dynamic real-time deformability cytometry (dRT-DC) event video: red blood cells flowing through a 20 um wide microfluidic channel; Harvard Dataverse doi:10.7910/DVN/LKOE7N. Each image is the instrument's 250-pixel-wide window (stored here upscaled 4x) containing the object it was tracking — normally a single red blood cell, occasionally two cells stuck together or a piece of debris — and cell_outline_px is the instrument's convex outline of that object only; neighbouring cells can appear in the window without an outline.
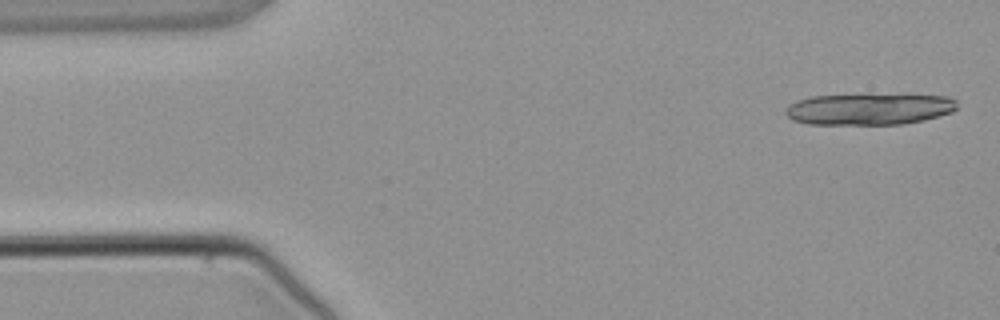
{"species": "common noctule bat (a hibernating species)", "species_latin": "Nyctalus noctula", "temperature_condition": "warm", "stored_images_in_passage": 4, "camera_frame_rate_fps": 3000, "um_per_image_px": 0.085, "animal": {"sex": "male", "body_mass_g": 21.5, "forearm_length_mm": 52.0}, "frame": {"image": 1, "passage_image": 1, "time_ms": 0.0, "image_size_px": [1000, 320], "cell_outline_px": [[956, 108], [952, 112], [924, 120], [900, 124], [808, 124], [792, 120], [784, 112], [784, 108], [788, 104], [796, 100], [812, 96], [868, 92], [948, 96], [956, 100]], "centroid_in_image_um": [73.85, 9.22], "position_along_channel_um": 11.2, "area_um2": 32.71}}
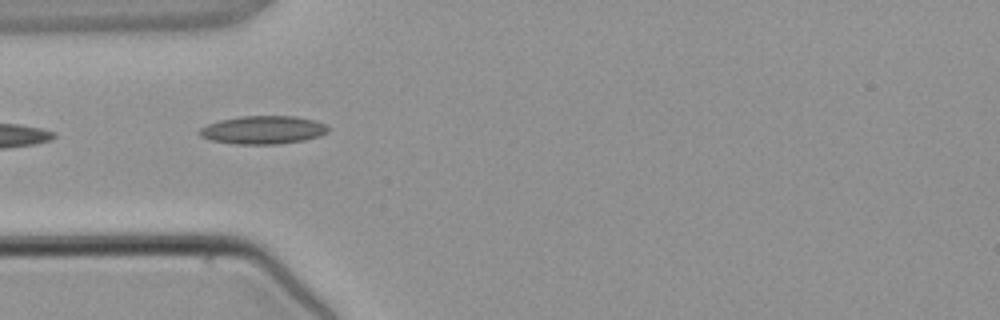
{"frame": {"image": 2, "passage_image": 4, "time_ms": 3.667, "image_size_px": [1000, 320], "cell_outline_px": [[328, 132], [320, 136], [304, 140], [280, 144], [236, 144], [212, 140], [200, 136], [196, 132], [200, 128], [208, 124], [220, 120], [240, 116], [296, 116], [316, 120], [324, 124], [328, 128]], "centroid_in_image_um": [22.36, 11.04], "position_along_channel_um": 62.6, "area_um2": 21.21}}